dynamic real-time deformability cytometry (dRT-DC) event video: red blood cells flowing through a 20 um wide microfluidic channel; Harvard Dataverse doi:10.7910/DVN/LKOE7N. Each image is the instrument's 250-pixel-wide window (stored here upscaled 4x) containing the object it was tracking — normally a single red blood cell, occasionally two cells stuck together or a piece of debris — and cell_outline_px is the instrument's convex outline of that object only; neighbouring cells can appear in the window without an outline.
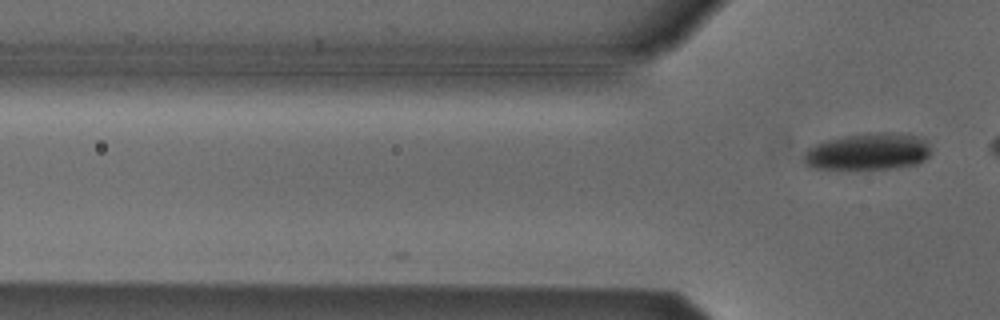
{"species": "Egyptian fruit bat (a non-hibernating species)", "species_latin": "Rousettus aegyptiacus", "temperature_condition": "cold", "stored_images_in_passage": 3, "camera_frame_rate_fps": 3000, "um_per_image_px": 0.085, "animal": {"sex": "male"}, "frame": {"image": 1, "passage_image": 3, "time_ms": 0.667, "image_size_px": [1000, 320], "cell_outline_px": [[932, 152], [924, 160], [916, 164], [892, 168], [812, 168], [804, 164], [804, 152], [812, 144], [844, 136], [880, 132], [888, 132], [920, 136], [928, 140]], "centroid_in_image_um": [73.81, 12.87], "position_along_channel_um": 52.0, "area_um2": 27.28}}